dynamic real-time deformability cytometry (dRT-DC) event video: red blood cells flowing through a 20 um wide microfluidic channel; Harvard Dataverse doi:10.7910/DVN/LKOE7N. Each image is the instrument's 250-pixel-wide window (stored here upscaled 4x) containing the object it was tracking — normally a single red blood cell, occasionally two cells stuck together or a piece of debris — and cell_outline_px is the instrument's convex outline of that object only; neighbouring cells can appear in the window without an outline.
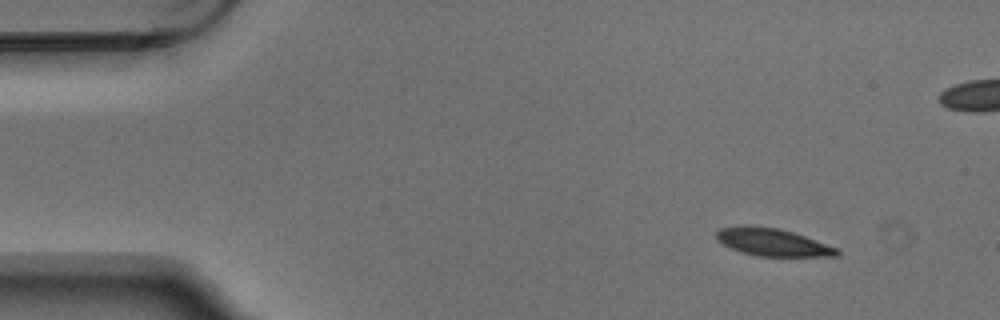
{"species": "Egyptian fruit bat (a non-hibernating species)", "species_latin": "Rousettus aegyptiacus", "temperature_condition": "warm", "stored_images_in_passage": 14, "camera_frame_rate_fps": 3000, "um_per_image_px": 0.085, "animal": {"sex": "male"}, "frame": {"image": 1, "passage_image": 1, "time_ms": 0.0, "image_size_px": [1000, 320], "cell_outline_px": [[840, 256], [756, 256], [740, 252], [716, 240], [716, 232], [720, 228], [780, 228], [840, 248]], "centroid_in_image_um": [65.77, 20.64], "position_along_channel_um": 19.2, "area_um2": 18.73}}
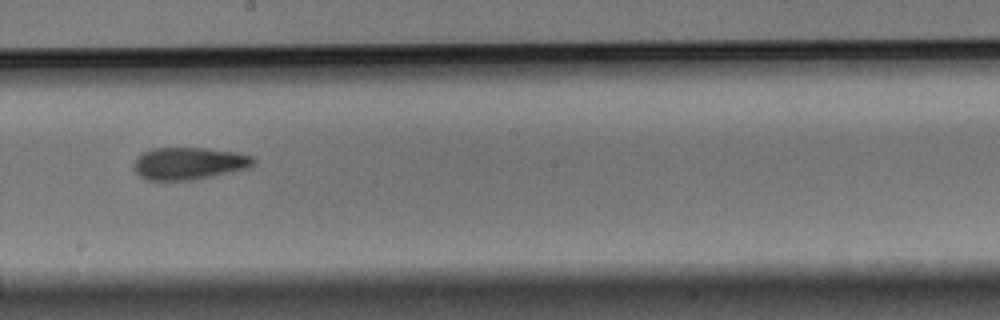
{"frame": {"image": 2, "passage_image": 8, "time_ms": 2.333, "image_size_px": [1000, 320], "cell_outline_px": [[256, 164], [248, 168], [232, 172], [192, 180], [148, 180], [140, 176], [132, 168], [132, 164], [144, 152], [152, 148], [204, 148], [236, 152], [252, 156], [256, 160]], "centroid_in_image_um": [16.08, 13.89], "position_along_channel_um": 232.1, "area_um2": 22.54}}
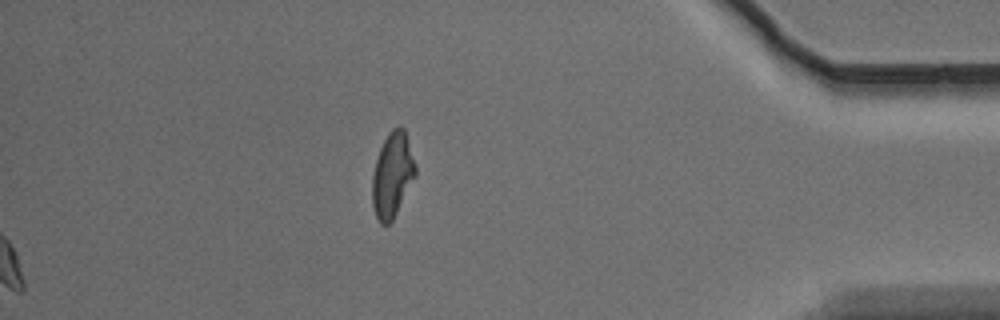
{"frame": {"image": 3, "passage_image": 13, "time_ms": 4.0, "image_size_px": [1000, 320], "cell_outline_px": [[416, 176], [392, 220], [388, 224], [380, 224], [376, 216], [372, 204], [372, 176], [376, 160], [380, 148], [388, 132], [392, 128], [404, 128], [416, 164]], "centroid_in_image_um": [33.35, 14.87], "position_along_channel_um": 401.8, "area_um2": 21.21}}